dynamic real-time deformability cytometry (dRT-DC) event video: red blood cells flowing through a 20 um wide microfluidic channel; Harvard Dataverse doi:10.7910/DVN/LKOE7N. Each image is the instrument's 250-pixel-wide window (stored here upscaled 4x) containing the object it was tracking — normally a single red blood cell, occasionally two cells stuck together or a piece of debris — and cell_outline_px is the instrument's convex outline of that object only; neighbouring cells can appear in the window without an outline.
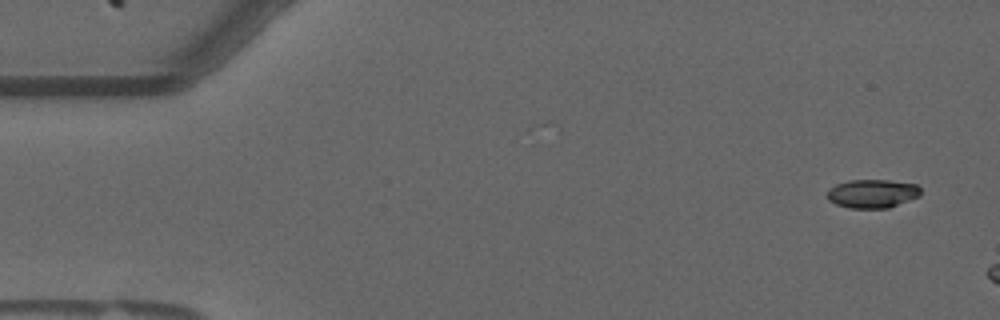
{"species": "common noctule bat (a hibernating species)", "species_latin": "Nyctalus noctula", "temperature_condition": "warm", "stored_images_in_passage": 6, "camera_frame_rate_fps": 3000, "um_per_image_px": 0.085, "animal": {"sex": "male", "forearm_length_mm": 52.5}, "frame": {"image": 1, "passage_image": 1, "time_ms": 0.0, "image_size_px": [1000, 320], "cell_outline_px": [[920, 196], [888, 208], [848, 208], [836, 204], [828, 200], [828, 188], [836, 184], [848, 180], [888, 180], [916, 184], [920, 188]], "centroid_in_image_um": [74.13, 16.45], "position_along_channel_um": 10.9, "area_um2": 15.61}}